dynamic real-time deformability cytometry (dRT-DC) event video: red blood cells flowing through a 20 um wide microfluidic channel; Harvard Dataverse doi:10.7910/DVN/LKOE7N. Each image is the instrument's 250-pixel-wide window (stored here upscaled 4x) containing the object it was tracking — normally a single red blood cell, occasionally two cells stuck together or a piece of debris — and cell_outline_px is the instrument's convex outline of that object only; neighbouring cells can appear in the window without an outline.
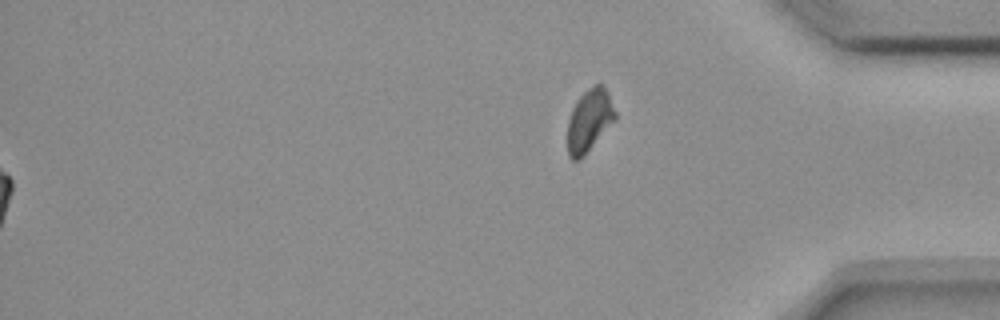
{"species": "common noctule bat (a hibernating species)", "species_latin": "Nyctalus noctula", "temperature_condition": "room temperature", "stored_images_in_passage": 56, "segment_of_instrument_passage": [2, 2], "camera_frame_rate_fps": 3000, "um_per_image_px": 0.085, "animal": {"sex": "female", "body_mass_g": 18.4}, "frame": {"image": 1, "passage_image": 56, "time_ms": 18.333, "image_size_px": [1000, 320], "cell_outline_px": [[616, 120], [584, 156], [576, 160], [572, 160], [568, 156], [568, 120], [572, 108], [576, 100], [588, 88], [600, 80], [608, 92], [616, 112]], "centroid_in_image_um": [50.11, 10.2], "position_along_channel_um": 385.1, "area_um2": 17.63}}